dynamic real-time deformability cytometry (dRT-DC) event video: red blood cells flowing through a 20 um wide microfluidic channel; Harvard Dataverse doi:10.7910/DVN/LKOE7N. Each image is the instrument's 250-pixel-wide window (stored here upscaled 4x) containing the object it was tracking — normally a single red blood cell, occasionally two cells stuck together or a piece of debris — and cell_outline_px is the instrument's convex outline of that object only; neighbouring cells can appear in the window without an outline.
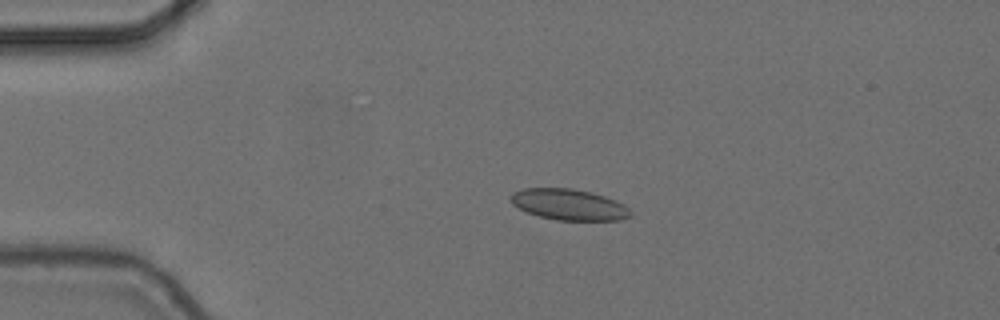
{"species": "common noctule bat (a hibernating species)", "species_latin": "Nyctalus noctula", "temperature_condition": "cold", "stored_images_in_passage": 2, "camera_frame_rate_fps": 3000, "um_per_image_px": 0.085, "animal": {"sex": "female", "body_mass_g": 24.6, "forearm_length_mm": 56.2}, "frame": {"image": 1, "passage_image": 1, "time_ms": 0.0, "image_size_px": [1000, 320], "cell_outline_px": [[632, 216], [620, 220], [556, 220], [540, 216], [528, 212], [512, 204], [512, 192], [524, 188], [572, 188], [592, 192], [616, 200], [624, 204], [632, 212]], "centroid_in_image_um": [48.4, 17.38], "position_along_channel_um": 36.6, "area_um2": 21.62}}